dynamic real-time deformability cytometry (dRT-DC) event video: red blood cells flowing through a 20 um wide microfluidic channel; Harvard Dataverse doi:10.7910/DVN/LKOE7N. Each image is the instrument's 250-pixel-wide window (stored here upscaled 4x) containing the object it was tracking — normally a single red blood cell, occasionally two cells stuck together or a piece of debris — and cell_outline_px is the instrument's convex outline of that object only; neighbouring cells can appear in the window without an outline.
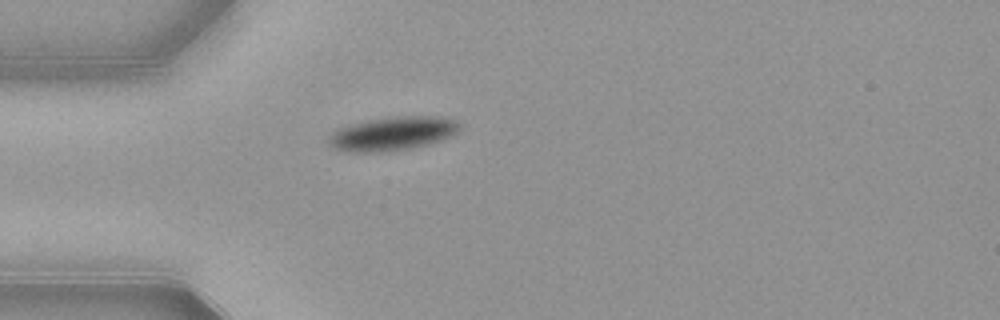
{"species": "common noctule bat (a hibernating species)", "species_latin": "Nyctalus noctula", "temperature_condition": "warm", "stored_images_in_passage": 33, "camera_frame_rate_fps": 3000, "um_per_image_px": 0.085, "animal": {"sex": "female", "body_mass_g": 21.9}, "frame": {"image": 1, "passage_image": 1, "time_ms": 0.0, "image_size_px": [1000, 320], "cell_outline_px": [[460, 128], [456, 132], [440, 140], [428, 144], [412, 148], [388, 152], [344, 152], [332, 148], [328, 144], [328, 136], [336, 128], [348, 124], [368, 120], [396, 116], [440, 116], [456, 120], [460, 124]], "centroid_in_image_um": [33.29, 11.36], "position_along_channel_um": 51.7, "area_um2": 26.13}}
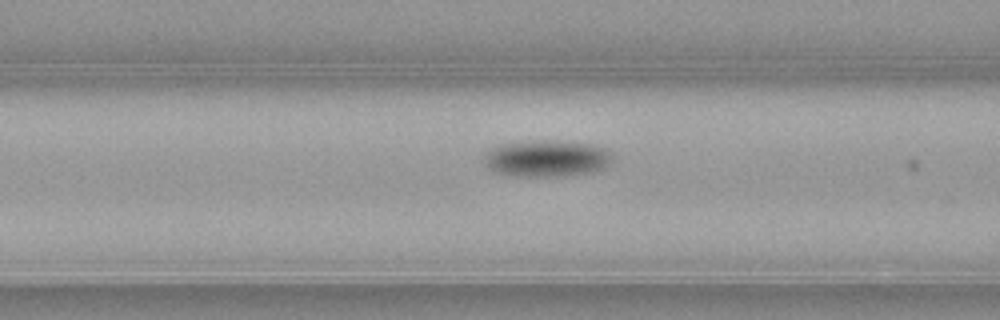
{"frame": {"image": 2, "passage_image": 7, "time_ms": 2.0, "image_size_px": [1000, 320], "cell_outline_px": [[612, 160], [604, 168], [592, 172], [564, 176], [516, 176], [492, 172], [484, 164], [484, 156], [492, 148], [500, 144], [544, 140], [556, 140], [592, 144], [604, 148], [612, 152]], "centroid_in_image_um": [46.47, 13.47], "position_along_channel_um": 120.1, "area_um2": 27.57}}
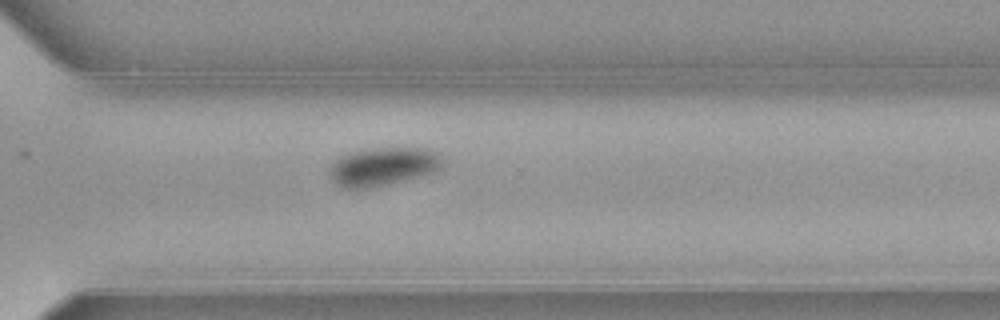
{"frame": {"image": 3, "passage_image": 24, "time_ms": 7.667, "image_size_px": [1000, 320], "cell_outline_px": [[440, 168], [432, 172], [368, 188], [344, 188], [336, 184], [332, 180], [332, 164], [340, 156], [348, 152], [372, 148], [428, 148], [436, 152], [440, 156]], "centroid_in_image_um": [32.52, 14.13], "position_along_channel_um": 338.1, "area_um2": 24.51}, "authors_computed_cell_mechanics": {"area_um2": 27.1082, "velocity_mm_per_s": 3.8513, "shape_relaxation_time_tau1_ms": 2.1352, "shape_relaxation_time_tau2_ms": null, "deformation_change_tau1": 0.1049, "deformation_change_tau2": null}}